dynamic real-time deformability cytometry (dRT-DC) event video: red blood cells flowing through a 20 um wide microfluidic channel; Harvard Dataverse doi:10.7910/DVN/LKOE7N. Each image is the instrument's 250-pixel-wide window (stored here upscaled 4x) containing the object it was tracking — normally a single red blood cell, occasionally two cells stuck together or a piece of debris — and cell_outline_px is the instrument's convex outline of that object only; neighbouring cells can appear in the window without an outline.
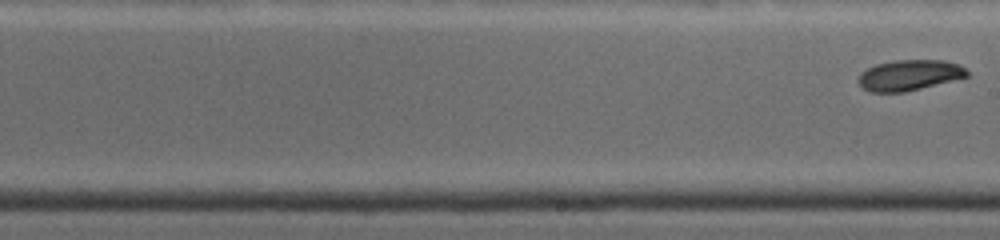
{"species": "common noctule bat (a hibernating species)", "species_latin": "Nyctalus noctula", "temperature_condition": "warm", "stored_images_in_passage": 20, "segment_of_instrument_passage": [2, 2], "camera_frame_rate_fps": 4500, "um_per_image_px": 0.085, "animal": {"sex": "female", "body_mass_g": 19.0, "forearm_length_mm": 53.3}, "frame": {"image": 1, "passage_image": 20, "time_ms": 8.222, "image_size_px": [1000, 240], "cell_outline_px": [[968, 76], [904, 92], [872, 92], [864, 88], [856, 80], [860, 72], [876, 64], [896, 60], [944, 60], [960, 64], [968, 72]], "centroid_in_image_um": [77.27, 6.38], "position_along_channel_um": 211.7, "area_um2": 19.25}}